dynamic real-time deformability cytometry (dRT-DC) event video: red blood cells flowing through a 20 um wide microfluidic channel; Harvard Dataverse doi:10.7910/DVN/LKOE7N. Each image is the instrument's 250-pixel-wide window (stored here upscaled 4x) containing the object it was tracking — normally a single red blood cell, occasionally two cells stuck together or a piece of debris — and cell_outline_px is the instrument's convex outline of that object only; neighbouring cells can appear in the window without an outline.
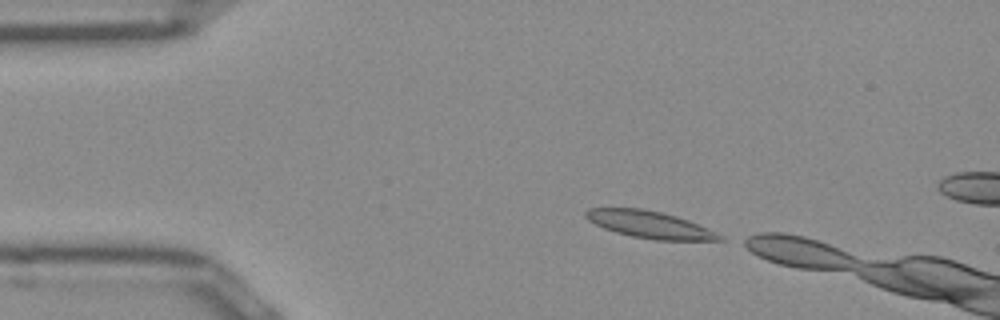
{"species": "Egyptian fruit bat (a non-hibernating species)", "species_latin": "Rousettus aegyptiacus", "temperature_condition": "room temperature", "stored_images_in_passage": 5, "camera_frame_rate_fps": 3000, "um_per_image_px": 0.085, "frame": {"image": 1, "passage_image": 1, "time_ms": 0.0, "image_size_px": [1000, 320], "cell_outline_px": [[728, 240], [656, 240], [632, 236], [616, 232], [604, 228], [588, 220], [584, 216], [584, 212], [588, 208], [640, 208], [660, 212], [676, 216], [688, 220], [724, 236]], "centroid_in_image_um": [55.21, 19.09], "position_along_channel_um": 29.8, "area_um2": 20.92}}